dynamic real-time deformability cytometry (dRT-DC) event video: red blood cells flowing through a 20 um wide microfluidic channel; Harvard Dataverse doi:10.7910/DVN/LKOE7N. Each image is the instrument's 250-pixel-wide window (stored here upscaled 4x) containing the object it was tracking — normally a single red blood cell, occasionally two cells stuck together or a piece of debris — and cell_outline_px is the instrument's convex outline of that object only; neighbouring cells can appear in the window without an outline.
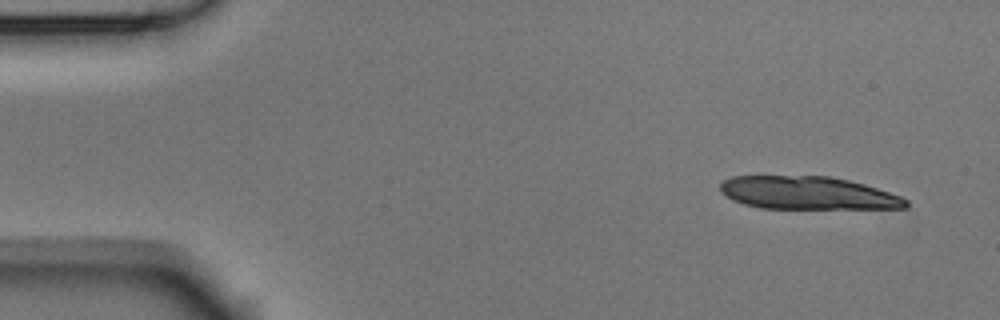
{"species": "Egyptian fruit bat (a non-hibernating species)", "species_latin": "Rousettus aegyptiacus", "temperature_condition": "room temperature", "stored_images_in_passage": 3, "camera_frame_rate_fps": 3000, "um_per_image_px": 0.085, "animal": {"sex": "male"}, "frame": {"image": 1, "passage_image": 1, "time_ms": 0.0, "image_size_px": [1000, 320], "cell_outline_px": [[908, 208], [760, 208], [744, 204], [720, 192], [720, 184], [724, 180], [732, 176], [828, 176], [848, 180], [864, 184], [900, 196], [908, 200]], "centroid_in_image_um": [68.66, 16.4], "position_along_channel_um": 16.3, "area_um2": 35.32}}